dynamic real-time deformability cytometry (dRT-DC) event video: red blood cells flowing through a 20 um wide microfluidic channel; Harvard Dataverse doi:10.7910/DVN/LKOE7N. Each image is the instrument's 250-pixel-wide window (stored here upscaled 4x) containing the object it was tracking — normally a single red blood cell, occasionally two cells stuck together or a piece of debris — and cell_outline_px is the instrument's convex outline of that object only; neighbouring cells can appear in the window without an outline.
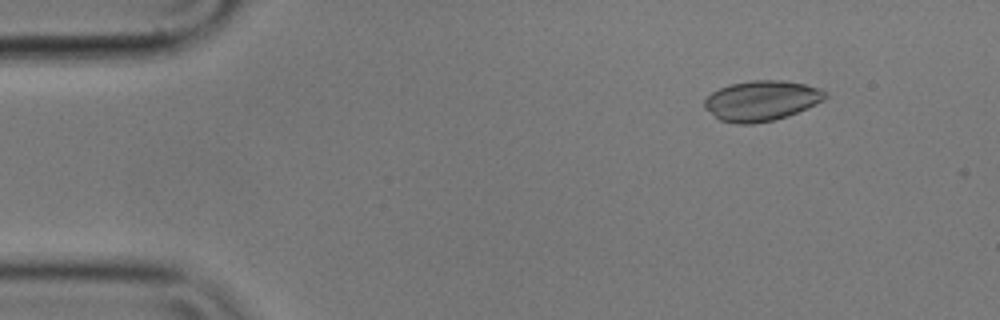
{"species": "common noctule bat (a hibernating species)", "species_latin": "Nyctalus noctula", "temperature_condition": "cold", "stored_images_in_passage": 3, "camera_frame_rate_fps": 3000, "um_per_image_px": 0.085, "animal": {"sex": "male", "body_mass_g": 17.9}, "frame": {"image": 1, "passage_image": 1, "time_ms": 0.0, "image_size_px": [1000, 320], "cell_outline_px": [[828, 96], [824, 100], [788, 116], [772, 120], [752, 124], [736, 124], [720, 120], [704, 108], [704, 100], [712, 92], [728, 84], [752, 80], [784, 80], [804, 84], [820, 88], [828, 92]], "centroid_in_image_um": [64.73, 8.55], "position_along_channel_um": 20.3, "area_um2": 28.38}}